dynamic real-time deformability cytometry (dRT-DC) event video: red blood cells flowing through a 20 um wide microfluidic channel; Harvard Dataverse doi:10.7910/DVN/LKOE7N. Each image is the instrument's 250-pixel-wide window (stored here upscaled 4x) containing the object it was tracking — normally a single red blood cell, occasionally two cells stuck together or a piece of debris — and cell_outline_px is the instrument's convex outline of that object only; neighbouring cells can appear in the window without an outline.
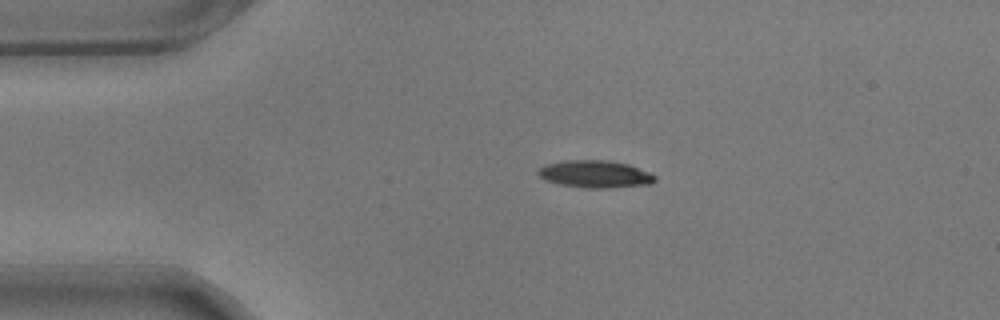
{"species": "common noctule bat (a hibernating species)", "species_latin": "Nyctalus noctula", "temperature_condition": "warm", "stored_images_in_passage": 46, "camera_frame_rate_fps": 3000, "um_per_image_px": 0.085, "animal": {"sex": "male", "body_mass_g": 17.9}, "frame": {"image": 1, "passage_image": 1, "time_ms": 0.0, "image_size_px": [1000, 320], "cell_outline_px": [[656, 180], [652, 184], [612, 188], [588, 188], [560, 184], [544, 180], [536, 172], [544, 164], [564, 160], [608, 160], [628, 164], [648, 172], [656, 176]], "centroid_in_image_um": [50.58, 14.8], "position_along_channel_um": 34.4, "area_um2": 18.73}}
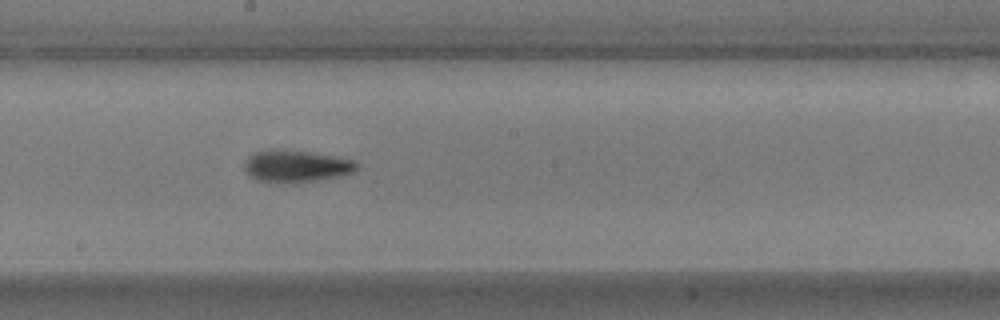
{"frame": {"image": 2, "passage_image": 20, "time_ms": 6.333, "image_size_px": [1000, 320], "cell_outline_px": [[360, 164], [352, 172], [336, 176], [316, 180], [256, 180], [248, 176], [244, 168], [244, 160], [248, 156], [256, 152], [308, 152], [356, 160]], "centroid_in_image_um": [25.19, 14.12], "position_along_channel_um": 223.0, "area_um2": 19.48}}
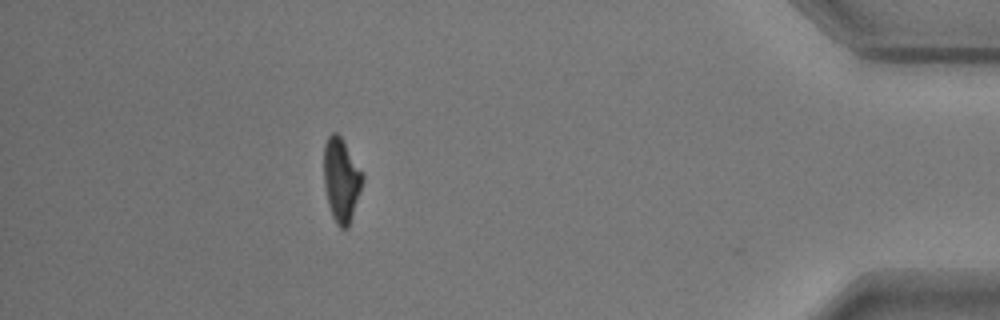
{"frame": {"image": 3, "passage_image": 40, "time_ms": 13.0, "image_size_px": [1000, 320], "cell_outline_px": [[364, 180], [348, 228], [340, 228], [336, 224], [332, 216], [328, 204], [324, 188], [324, 144], [328, 136], [332, 132], [336, 132], [340, 136], [364, 176]], "centroid_in_image_um": [28.99, 15.31], "position_along_channel_um": 406.2, "area_um2": 18.73}, "authors_computed_cell_mechanics": {"area_um2": 19.3341, "velocity_mm_per_s": 3.5325, "shape_relaxation_time_tau1_ms": 3.9741, "shape_relaxation_time_tau2_ms": 2.1777, "deformation_change_tau1": 0.1696, "deformation_change_tau2": 0.0938}}